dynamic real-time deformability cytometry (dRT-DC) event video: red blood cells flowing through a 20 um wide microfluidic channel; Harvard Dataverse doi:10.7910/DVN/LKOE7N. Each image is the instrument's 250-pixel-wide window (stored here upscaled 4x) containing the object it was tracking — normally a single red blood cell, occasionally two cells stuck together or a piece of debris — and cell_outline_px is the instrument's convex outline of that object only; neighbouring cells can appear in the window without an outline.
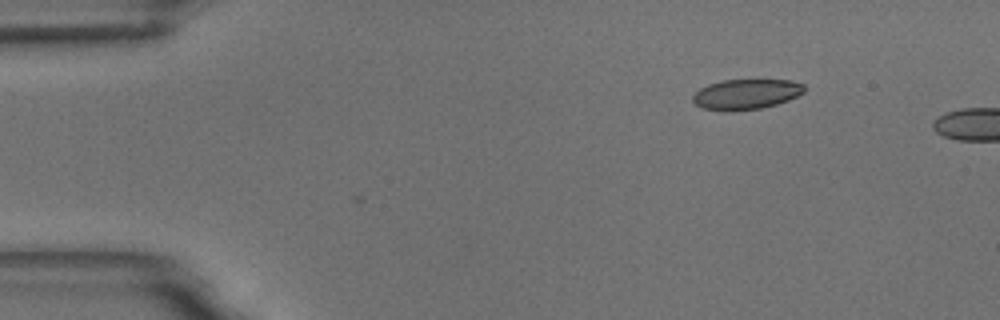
{"species": "common noctule bat (a hibernating species)", "species_latin": "Nyctalus noctula", "temperature_condition": "room temperature", "stored_images_in_passage": 3, "camera_frame_rate_fps": 3000, "um_per_image_px": 0.085, "animal": {"sex": "male", "body_mass_g": 18.8}, "frame": {"image": 1, "passage_image": 1, "time_ms": 0.0, "image_size_px": [1000, 320], "cell_outline_px": [[804, 92], [788, 100], [776, 104], [760, 108], [704, 108], [696, 104], [692, 100], [692, 96], [700, 88], [708, 84], [724, 80], [792, 80], [804, 84]], "centroid_in_image_um": [63.47, 7.95], "position_along_channel_um": 21.5, "area_um2": 18.79}}